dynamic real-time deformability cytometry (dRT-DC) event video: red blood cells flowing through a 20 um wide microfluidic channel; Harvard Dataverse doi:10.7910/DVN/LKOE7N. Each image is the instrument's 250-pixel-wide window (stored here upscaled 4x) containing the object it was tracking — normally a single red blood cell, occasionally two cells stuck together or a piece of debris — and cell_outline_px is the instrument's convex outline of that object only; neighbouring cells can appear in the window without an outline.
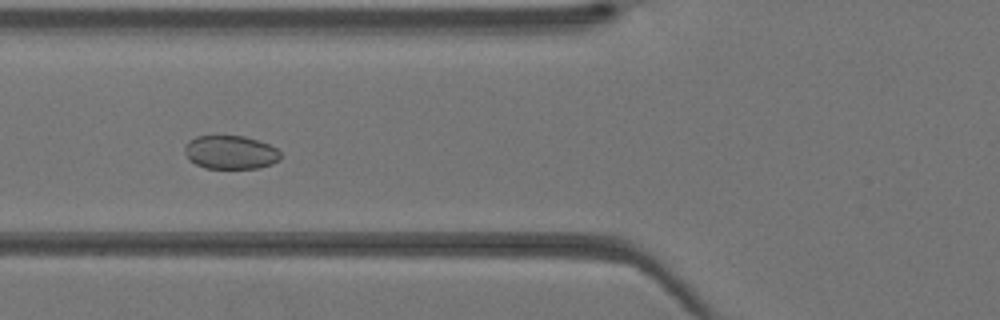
{"species": "Egyptian fruit bat (a non-hibernating species)", "species_latin": "Rousettus aegyptiacus", "temperature_condition": "warm", "stored_images_in_passage": 43, "camera_frame_rate_fps": 3000, "um_per_image_px": 0.085, "animal": {"sex": "female"}, "frame": {"image": 1, "passage_image": 17, "time_ms": 5.333, "image_size_px": [1000, 320], "cell_outline_px": [[280, 160], [272, 164], [260, 168], [204, 168], [188, 160], [184, 152], [184, 148], [188, 140], [196, 136], [244, 136], [268, 144], [276, 148], [280, 152]], "centroid_in_image_um": [19.57, 12.95], "position_along_channel_um": 106.2, "area_um2": 18.84}}
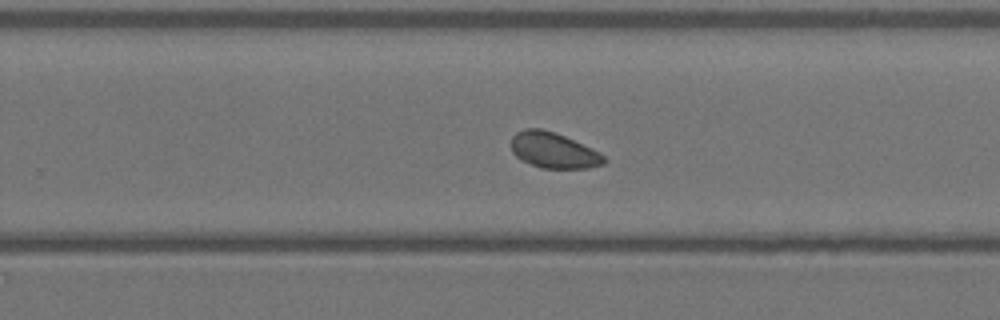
{"frame": {"image": 2, "passage_image": 28, "time_ms": 9.0, "image_size_px": [1000, 320], "cell_outline_px": [[608, 160], [604, 164], [588, 168], [540, 168], [520, 160], [512, 152], [512, 136], [516, 132], [524, 128], [540, 128], [556, 132], [592, 148], [600, 152]], "centroid_in_image_um": [47.05, 12.77], "position_along_channel_um": 282.7, "area_um2": 19.54}}
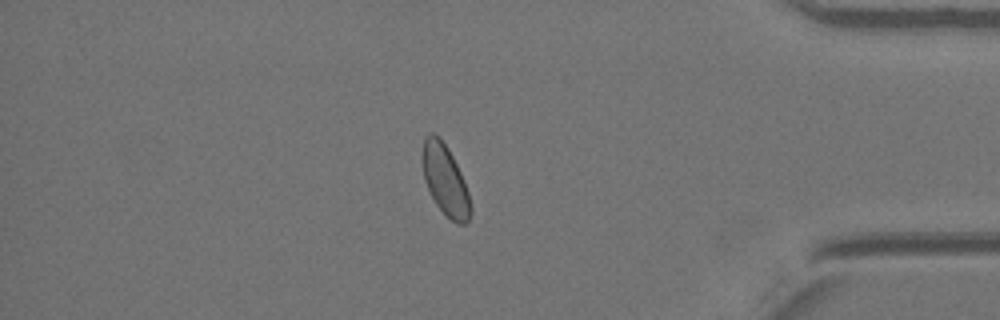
{"frame": {"image": 3, "passage_image": 37, "time_ms": 12.0, "image_size_px": [1000, 320], "cell_outline_px": [[472, 212], [468, 220], [464, 224], [456, 224], [444, 216], [436, 204], [424, 180], [420, 156], [424, 140], [428, 132], [432, 132], [448, 148], [464, 180], [468, 192], [472, 208]], "centroid_in_image_um": [37.82, 15.35], "position_along_channel_um": 397.4, "area_um2": 20.0}}